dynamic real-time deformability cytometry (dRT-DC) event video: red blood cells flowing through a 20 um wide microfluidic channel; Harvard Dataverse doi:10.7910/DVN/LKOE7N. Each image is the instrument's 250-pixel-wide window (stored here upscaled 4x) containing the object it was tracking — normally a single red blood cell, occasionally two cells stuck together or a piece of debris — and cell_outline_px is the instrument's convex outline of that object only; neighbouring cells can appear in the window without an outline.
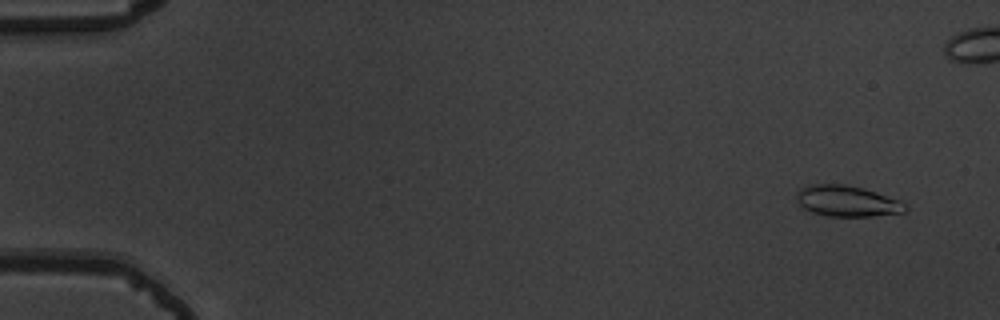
{"species": "common noctule bat (a hibernating species)", "species_latin": "Nyctalus noctula", "temperature_condition": "warm", "stored_images_in_passage": 56, "camera_frame_rate_fps": 3000, "um_per_image_px": 0.085, "animal": {"sex": "male", "body_mass_g": 19.5, "forearm_length_mm": 54.6}, "frame": {"image": 1, "passage_image": 4, "time_ms": 1.0, "image_size_px": [1000, 320], "cell_outline_px": [[908, 208], [904, 212], [872, 216], [828, 216], [812, 212], [804, 208], [800, 204], [796, 196], [796, 192], [800, 188], [812, 184], [844, 184], [864, 188], [900, 200]], "centroid_in_image_um": [72.0, 17.08], "position_along_channel_um": 13.0, "area_um2": 19.54}}
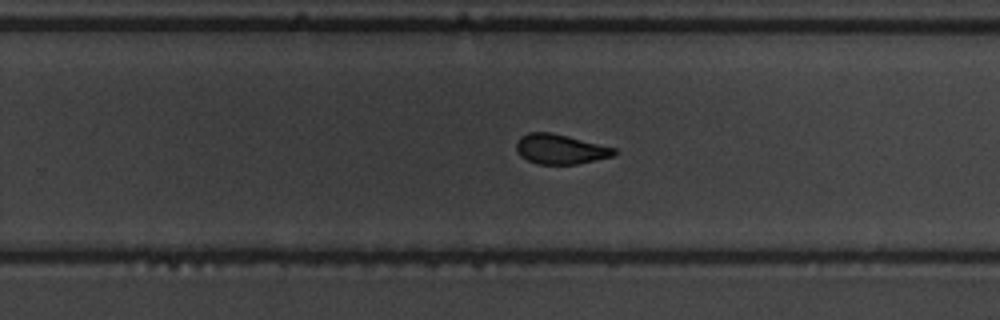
{"frame": {"image": 2, "passage_image": 36, "time_ms": 11.667, "image_size_px": [1000, 320], "cell_outline_px": [[616, 152], [612, 156], [576, 164], [536, 164], [520, 156], [516, 148], [516, 140], [520, 136], [528, 132], [552, 132], [616, 148]], "centroid_in_image_um": [47.58, 12.66], "position_along_channel_um": 282.2, "area_um2": 16.99}}
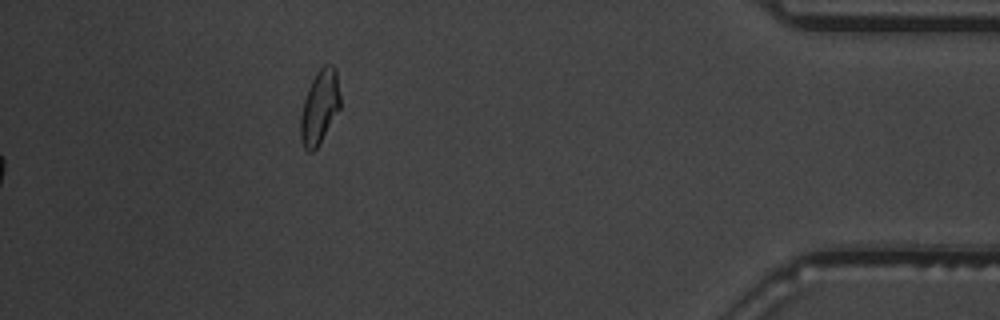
{"frame": {"image": 3, "passage_image": 56, "time_ms": 18.333, "image_size_px": [1000, 320], "cell_outline_px": [[340, 108], [316, 148], [312, 152], [308, 152], [304, 148], [300, 140], [300, 116], [304, 100], [308, 88], [316, 72], [324, 64], [332, 64], [336, 68], [340, 96]], "centroid_in_image_um": [27.16, 9.07], "position_along_channel_um": 408.0, "area_um2": 17.05}, "authors_computed_cell_mechanics": {"area_um2": 17.8891, "velocity_mm_per_s": 3.8299, "shape_relaxation_time_tau1_ms": 7.5412, "shape_relaxation_time_tau2_ms": 1.8263, "deformation_change_tau1": 0.1705, "deformation_change_tau2": 0.0863}}